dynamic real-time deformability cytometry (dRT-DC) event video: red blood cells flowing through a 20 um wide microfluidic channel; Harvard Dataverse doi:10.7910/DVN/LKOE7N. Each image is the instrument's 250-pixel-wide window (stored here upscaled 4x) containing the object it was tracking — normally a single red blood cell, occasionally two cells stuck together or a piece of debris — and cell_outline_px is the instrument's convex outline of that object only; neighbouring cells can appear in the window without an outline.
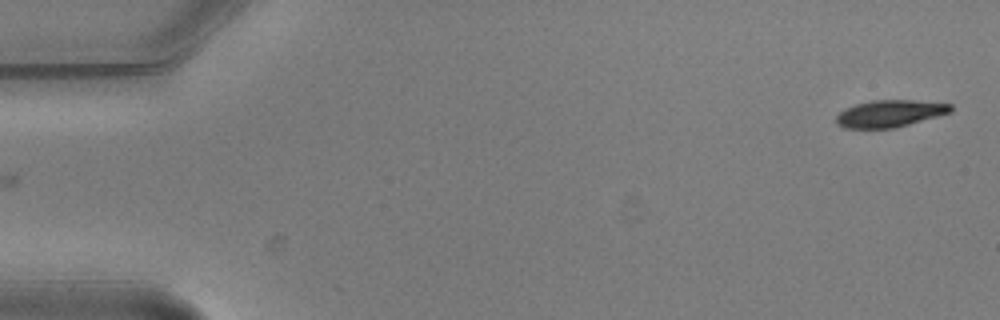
{"species": "common noctule bat (a hibernating species)", "species_latin": "Nyctalus noctula", "temperature_condition": "warm", "stored_images_in_passage": 2, "camera_frame_rate_fps": 3000, "um_per_image_px": 0.085, "animal": {"sex": "male", "body_mass_g": 20.5, "forearm_length_mm": 52.5}, "frame": {"image": 1, "passage_image": 2, "time_ms": 0.333, "image_size_px": [1000, 320], "cell_outline_px": [[952, 112], [908, 124], [892, 128], [844, 128], [836, 124], [836, 116], [844, 108], [856, 104], [872, 100], [916, 100], [952, 104]], "centroid_in_image_um": [75.61, 9.64], "position_along_channel_um": 9.4, "area_um2": 17.98}}